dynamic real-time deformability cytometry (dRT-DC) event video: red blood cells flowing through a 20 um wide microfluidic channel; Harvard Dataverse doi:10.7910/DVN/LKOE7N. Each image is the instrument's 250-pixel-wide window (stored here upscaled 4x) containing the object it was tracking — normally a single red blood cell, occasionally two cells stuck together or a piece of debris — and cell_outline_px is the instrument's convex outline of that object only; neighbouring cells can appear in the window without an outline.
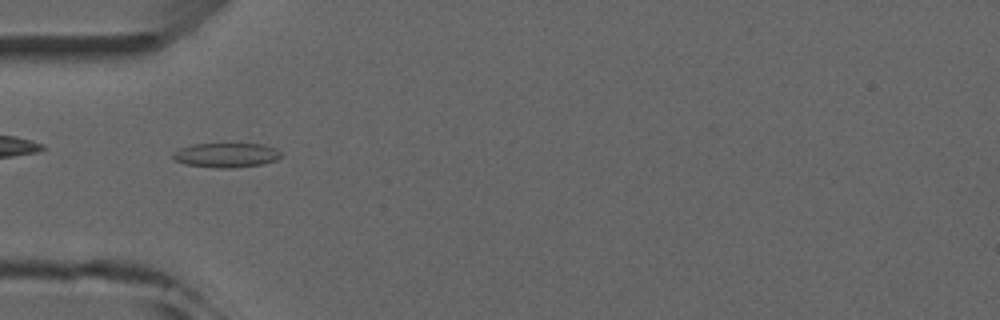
{"species": "common noctule bat (a hibernating species)", "species_latin": "Nyctalus noctula", "temperature_condition": "room temperature", "stored_images_in_passage": 6, "camera_frame_rate_fps": 3000, "um_per_image_px": 0.085, "animal": {"sex": "male", "forearm_length_mm": 52.5}, "frame": {"image": 1, "passage_image": 3, "time_ms": 2.333, "image_size_px": [1000, 320], "cell_outline_px": [[280, 156], [276, 160], [264, 164], [232, 168], [216, 168], [184, 164], [176, 160], [172, 156], [172, 152], [180, 148], [192, 144], [264, 144], [276, 148], [280, 152]], "centroid_in_image_um": [19.22, 13.19], "position_along_channel_um": 65.8, "area_um2": 15.49}}
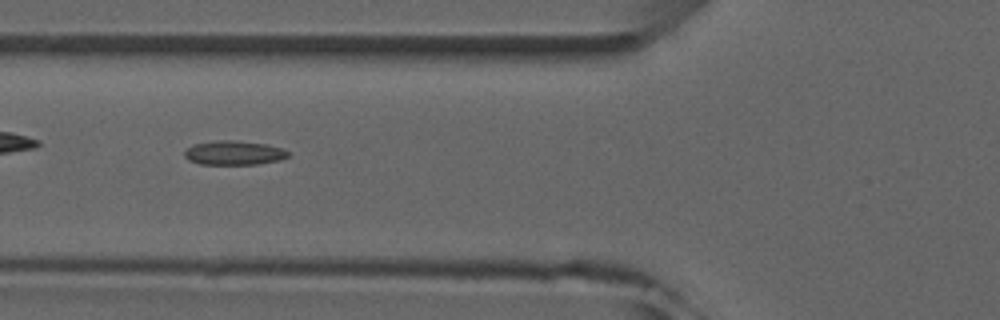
{"frame": {"image": 2, "passage_image": 4, "time_ms": 3.333, "image_size_px": [1000, 320], "cell_outline_px": [[288, 156], [280, 160], [256, 164], [200, 164], [188, 160], [184, 156], [184, 152], [192, 144], [216, 140], [236, 140], [264, 144], [284, 148], [288, 152]], "centroid_in_image_um": [19.86, 12.98], "position_along_channel_um": 105.9, "area_um2": 14.62}}
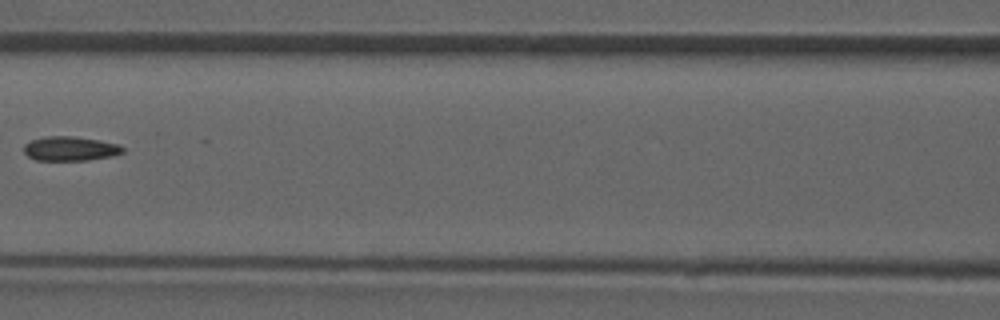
{"frame": {"image": 3, "passage_image": 5, "time_ms": 4.667, "image_size_px": [1000, 320], "cell_outline_px": [[124, 152], [116, 156], [88, 160], [36, 160], [28, 156], [24, 152], [24, 144], [32, 140], [48, 136], [72, 136], [100, 140], [120, 144], [124, 148]], "centroid_in_image_um": [6.02, 12.64], "position_along_channel_um": 160.6, "area_um2": 14.16}}